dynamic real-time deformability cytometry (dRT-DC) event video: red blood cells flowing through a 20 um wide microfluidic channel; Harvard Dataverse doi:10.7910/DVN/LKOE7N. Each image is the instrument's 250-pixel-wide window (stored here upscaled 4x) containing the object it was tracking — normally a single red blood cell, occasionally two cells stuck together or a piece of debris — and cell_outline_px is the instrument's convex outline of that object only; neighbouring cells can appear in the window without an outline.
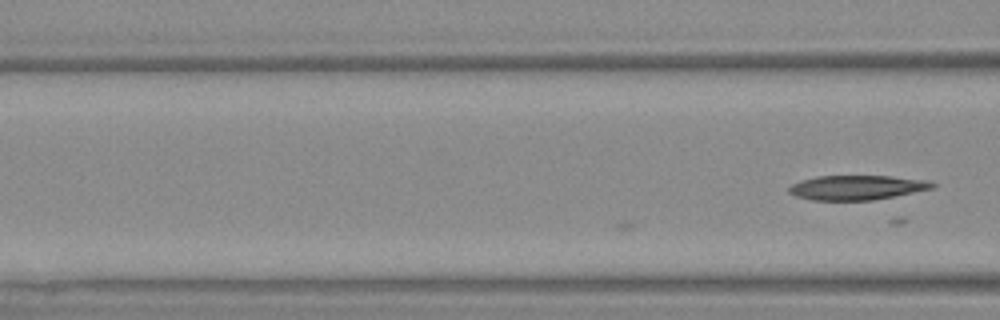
{"species": "Egyptian fruit bat (a non-hibernating species)", "species_latin": "Rousettus aegyptiacus", "temperature_condition": "warm", "stored_images_in_passage": 6, "camera_frame_rate_fps": 3000, "um_per_image_px": 0.085, "animal": {"sex": "female"}, "frame": {"image": 1, "passage_image": 6, "time_ms": 1.667, "image_size_px": [1000, 320], "cell_outline_px": [[936, 184], [932, 188], [896, 196], [872, 200], [812, 200], [796, 196], [788, 192], [788, 188], [792, 184], [816, 176], [892, 176], [924, 180]], "centroid_in_image_um": [72.81, 15.94], "position_along_channel_um": 93.8, "area_um2": 20.29}}